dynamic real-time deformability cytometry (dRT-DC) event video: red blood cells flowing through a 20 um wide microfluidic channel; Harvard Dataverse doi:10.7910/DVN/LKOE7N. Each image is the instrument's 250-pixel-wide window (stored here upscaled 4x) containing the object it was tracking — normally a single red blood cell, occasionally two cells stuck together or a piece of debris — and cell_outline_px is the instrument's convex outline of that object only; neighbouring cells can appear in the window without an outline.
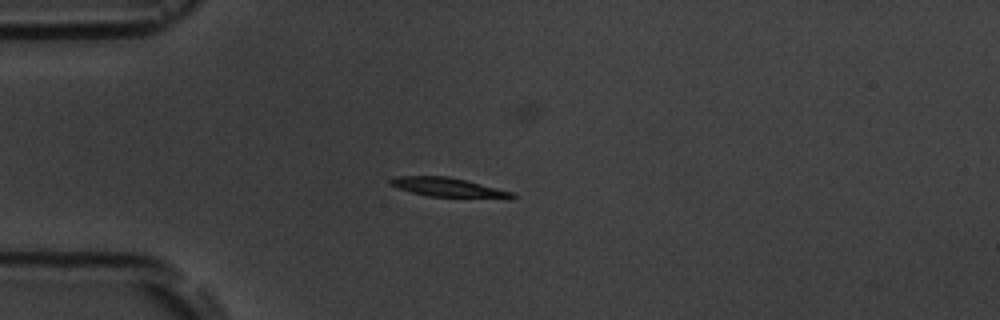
{"species": "common noctule bat (a hibernating species)", "species_latin": "Nyctalus noctula", "temperature_condition": "room temperature", "stored_images_in_passage": 14, "camera_frame_rate_fps": 3000, "um_per_image_px": 0.085, "animal": {"sex": "male", "body_mass_g": 19.5, "forearm_length_mm": 54.6}, "frame": {"image": 1, "passage_image": 3, "time_ms": 3.0, "image_size_px": [1000, 320], "cell_outline_px": [[516, 196], [512, 200], [508, 200], [428, 196], [396, 188], [388, 180], [396, 176], [448, 176], [512, 192]], "centroid_in_image_um": [38.17, 15.96], "position_along_channel_um": 46.8, "area_um2": 13.87}}
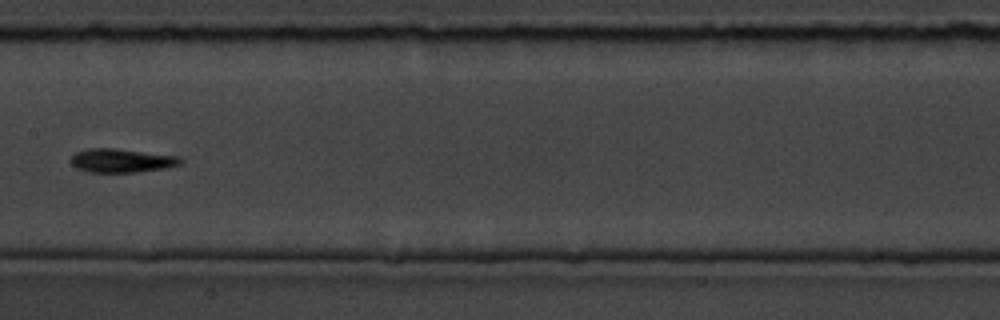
{"frame": {"image": 2, "passage_image": 7, "time_ms": 7.667, "image_size_px": [1000, 320], "cell_outline_px": [[184, 160], [180, 164], [164, 168], [136, 172], [88, 172], [76, 168], [72, 164], [72, 156], [76, 152], [88, 148], [112, 148], [180, 156]], "centroid_in_image_um": [10.34, 13.64], "position_along_channel_um": 197.1, "area_um2": 15.09}}
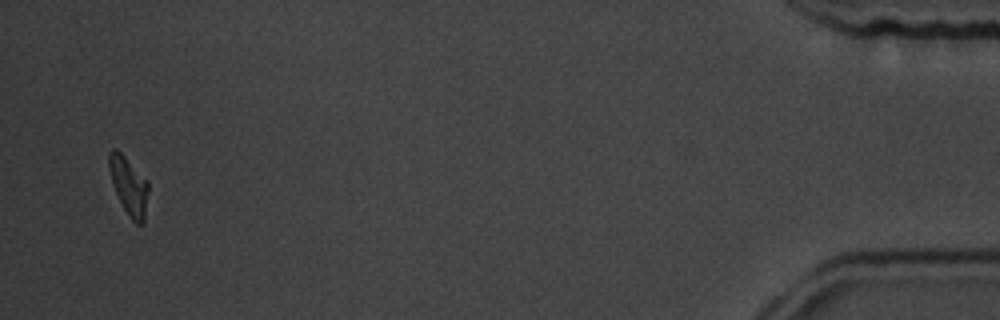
{"frame": {"image": 3, "passage_image": 14, "time_ms": 16.333, "image_size_px": [1000, 320], "cell_outline_px": [[148, 192], [144, 224], [136, 224], [128, 216], [112, 184], [108, 168], [108, 152], [112, 148], [116, 148], [148, 180]], "centroid_in_image_um": [10.94, 15.79], "position_along_channel_um": 424.3, "area_um2": 13.35}, "authors_computed_cell_mechanics": {"area_um2": 14.0743, "velocity_mm_per_s": 3.594, "shape_relaxation_time_tau1_ms": 2.4536, "shape_relaxation_time_tau2_ms": null, "deformation_change_tau1": 0.1037, "deformation_change_tau2": null}}